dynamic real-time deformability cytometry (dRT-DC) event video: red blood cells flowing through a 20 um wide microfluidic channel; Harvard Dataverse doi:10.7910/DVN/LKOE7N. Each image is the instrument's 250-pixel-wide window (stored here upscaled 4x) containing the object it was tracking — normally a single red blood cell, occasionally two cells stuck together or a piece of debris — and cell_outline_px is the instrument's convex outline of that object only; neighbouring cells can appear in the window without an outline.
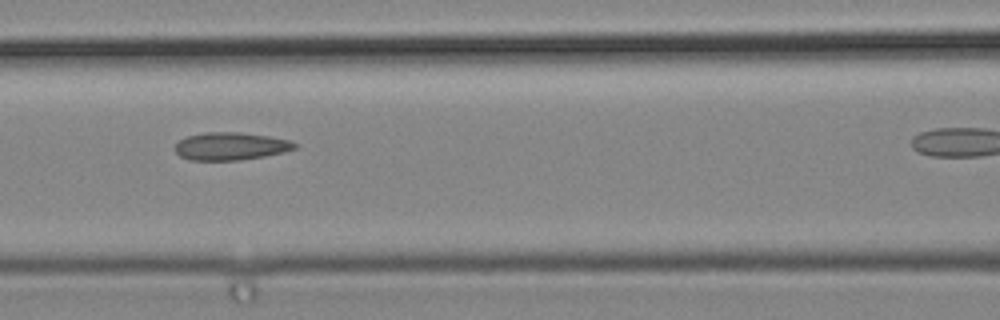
{"species": "common noctule bat (a hibernating species)", "species_latin": "Nyctalus noctula", "temperature_condition": "cold", "stored_images_in_passage": 6, "camera_frame_rate_fps": 3000, "um_per_image_px": 0.085, "animal": {"sex": "male", "body_mass_g": 19.2, "forearm_length_mm": 51.8}, "frame": {"image": 1, "passage_image": 5, "time_ms": 1.333, "image_size_px": [1000, 320], "cell_outline_px": [[300, 144], [296, 148], [284, 152], [264, 156], [240, 160], [188, 160], [180, 156], [176, 152], [176, 144], [180, 140], [188, 136], [204, 132], [236, 132], [268, 136], [288, 140]], "centroid_in_image_um": [19.62, 12.43], "position_along_channel_um": 147.0, "area_um2": 19.25}}